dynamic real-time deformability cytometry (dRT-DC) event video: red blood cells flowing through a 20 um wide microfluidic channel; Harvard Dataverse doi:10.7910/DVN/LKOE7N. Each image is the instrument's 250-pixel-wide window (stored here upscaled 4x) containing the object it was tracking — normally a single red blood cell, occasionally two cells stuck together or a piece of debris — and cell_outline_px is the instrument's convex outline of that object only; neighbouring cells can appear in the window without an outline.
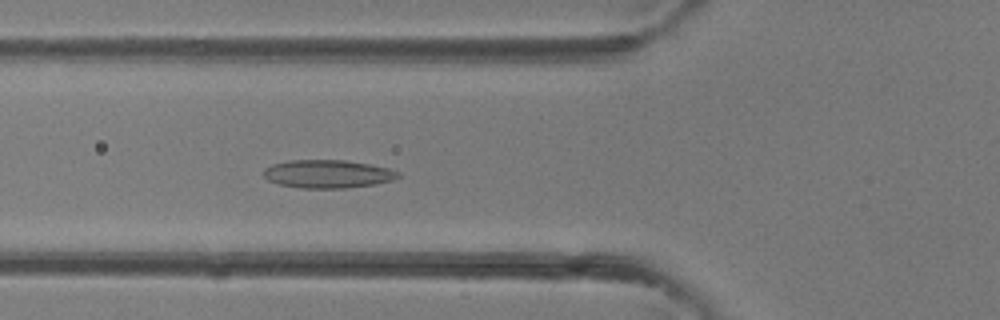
{"species": "common noctule bat (a hibernating species)", "species_latin": "Nyctalus noctula", "temperature_condition": "room temperature", "stored_images_in_passage": 30, "camera_frame_rate_fps": 3000, "um_per_image_px": 0.085, "animal": {"sex": "female"}, "frame": {"image": 1, "passage_image": 6, "time_ms": 1.667, "image_size_px": [1000, 320], "cell_outline_px": [[400, 176], [392, 180], [376, 184], [348, 188], [300, 188], [280, 184], [268, 180], [264, 176], [264, 168], [272, 164], [288, 160], [344, 160], [368, 164], [388, 168], [400, 172]], "centroid_in_image_um": [27.86, 14.78], "position_along_channel_um": 97.9, "area_um2": 22.08}}
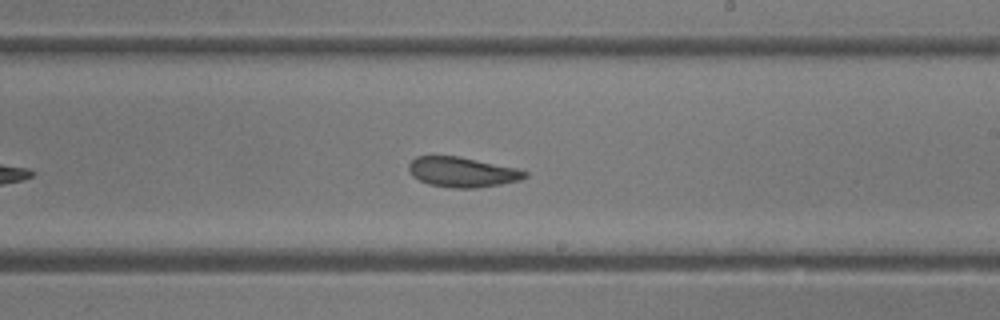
{"frame": {"image": 2, "passage_image": 15, "time_ms": 4.667, "image_size_px": [1000, 320], "cell_outline_px": [[528, 176], [520, 180], [500, 184], [476, 188], [452, 188], [428, 184], [412, 176], [408, 168], [408, 164], [416, 156], [460, 156], [516, 168], [528, 172]], "centroid_in_image_um": [39.29, 14.62], "position_along_channel_um": 249.7, "area_um2": 20.35}}
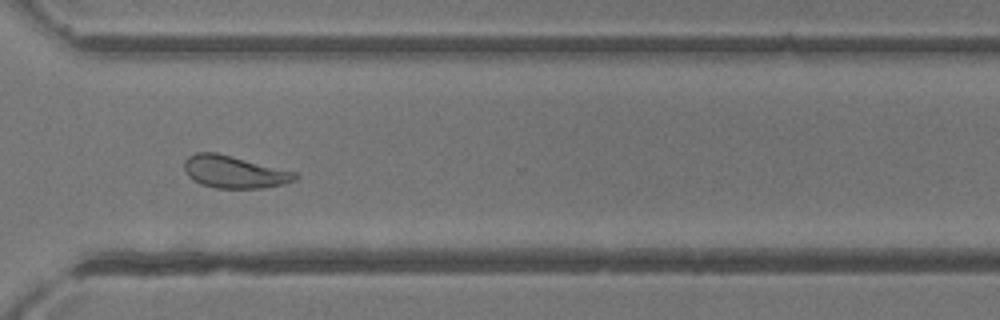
{"frame": {"image": 3, "passage_image": 21, "time_ms": 6.667, "image_size_px": [1000, 320], "cell_outline_px": [[300, 176], [296, 180], [284, 184], [264, 188], [216, 188], [200, 184], [192, 180], [188, 176], [184, 168], [184, 160], [188, 156], [196, 152], [216, 152], [296, 172]], "centroid_in_image_um": [19.91, 14.62], "position_along_channel_um": 350.7, "area_um2": 21.04}}